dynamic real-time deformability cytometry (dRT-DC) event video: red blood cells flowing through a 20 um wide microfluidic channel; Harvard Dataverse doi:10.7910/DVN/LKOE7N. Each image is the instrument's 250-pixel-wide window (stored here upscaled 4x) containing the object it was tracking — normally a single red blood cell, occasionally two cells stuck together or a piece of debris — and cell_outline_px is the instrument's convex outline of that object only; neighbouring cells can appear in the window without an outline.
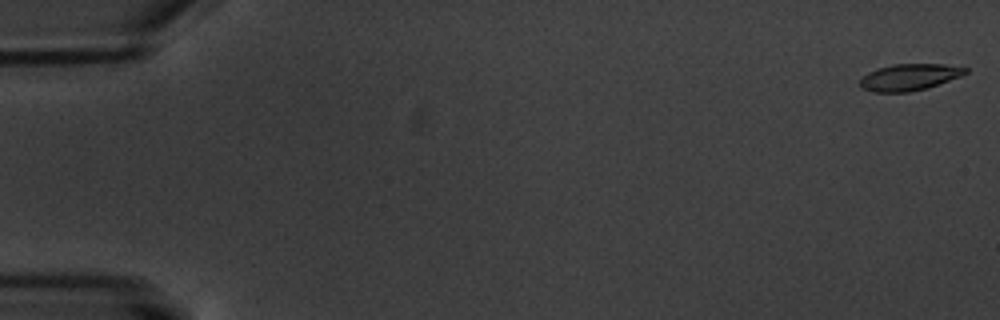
{"species": "common noctule bat (a hibernating species)", "species_latin": "Nyctalus noctula", "temperature_condition": "warm", "stored_images_in_passage": 7, "camera_frame_rate_fps": 3000, "um_per_image_px": 0.085, "animal": {"sex": "male", "body_mass_g": 20.1, "forearm_length_mm": 53.5}, "frame": {"image": 1, "passage_image": 1, "time_ms": 0.0, "image_size_px": [1000, 320], "cell_outline_px": [[968, 72], [960, 76], [928, 88], [908, 92], [872, 92], [860, 88], [860, 80], [868, 72], [876, 68], [892, 64], [944, 64], [968, 68]], "centroid_in_image_um": [77.27, 6.56], "position_along_channel_um": 7.7, "area_um2": 16.42}}
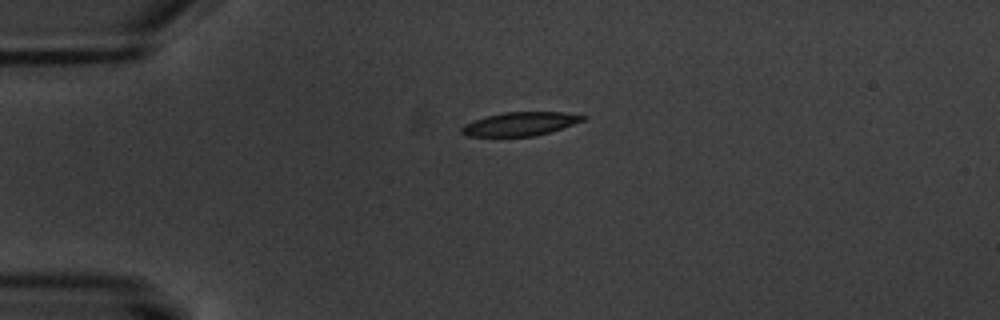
{"frame": {"image": 2, "passage_image": 5, "time_ms": 4.667, "image_size_px": [1000, 320], "cell_outline_px": [[588, 116], [584, 120], [548, 132], [532, 136], [464, 136], [460, 132], [460, 128], [464, 124], [488, 116], [504, 112], [564, 112]], "centroid_in_image_um": [44.18, 10.53], "position_along_channel_um": 40.8, "area_um2": 16.42}}